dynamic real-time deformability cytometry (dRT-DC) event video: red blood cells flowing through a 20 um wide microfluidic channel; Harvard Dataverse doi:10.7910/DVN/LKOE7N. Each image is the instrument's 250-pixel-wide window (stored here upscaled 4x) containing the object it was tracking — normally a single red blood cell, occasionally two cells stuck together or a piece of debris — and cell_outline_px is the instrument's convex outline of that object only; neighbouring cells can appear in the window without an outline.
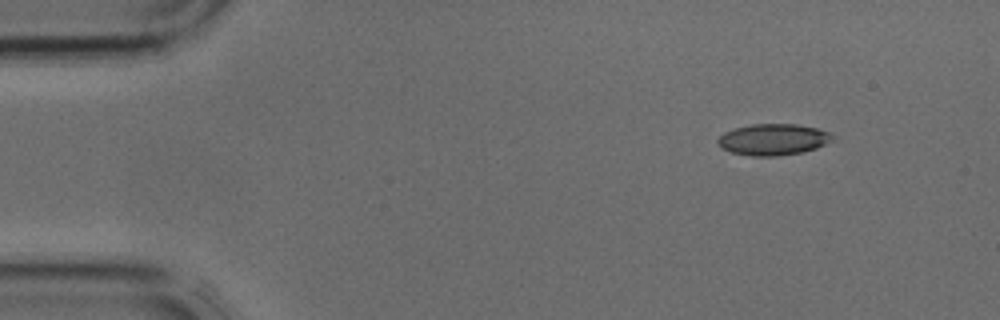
{"species": "common noctule bat (a hibernating species)", "species_latin": "Nyctalus noctula", "temperature_condition": "cold", "stored_images_in_passage": 3, "camera_frame_rate_fps": 3000, "um_per_image_px": 0.085, "animal": {"sex": "male", "body_mass_g": 17.9, "forearm_length_mm": 54.2}, "frame": {"image": 1, "passage_image": 1, "time_ms": 0.0, "image_size_px": [1000, 320], "cell_outline_px": [[832, 136], [824, 144], [816, 148], [804, 152], [776, 156], [752, 156], [732, 152], [720, 148], [716, 140], [724, 132], [736, 128], [752, 124], [796, 124], [816, 128], [828, 132]], "centroid_in_image_um": [65.66, 11.86], "position_along_channel_um": 19.3, "area_um2": 20.69}}
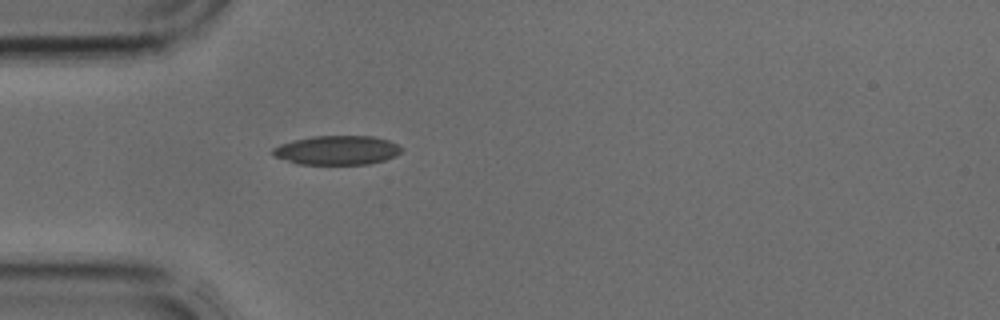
{"frame": {"image": 2, "passage_image": 3, "time_ms": 0.667, "image_size_px": [1000, 320], "cell_outline_px": [[404, 148], [396, 156], [384, 160], [368, 164], [296, 164], [276, 156], [272, 152], [272, 148], [280, 144], [292, 140], [312, 136], [372, 136], [388, 140]], "centroid_in_image_um": [28.65, 12.76], "position_along_channel_um": 56.3, "area_um2": 21.85}}